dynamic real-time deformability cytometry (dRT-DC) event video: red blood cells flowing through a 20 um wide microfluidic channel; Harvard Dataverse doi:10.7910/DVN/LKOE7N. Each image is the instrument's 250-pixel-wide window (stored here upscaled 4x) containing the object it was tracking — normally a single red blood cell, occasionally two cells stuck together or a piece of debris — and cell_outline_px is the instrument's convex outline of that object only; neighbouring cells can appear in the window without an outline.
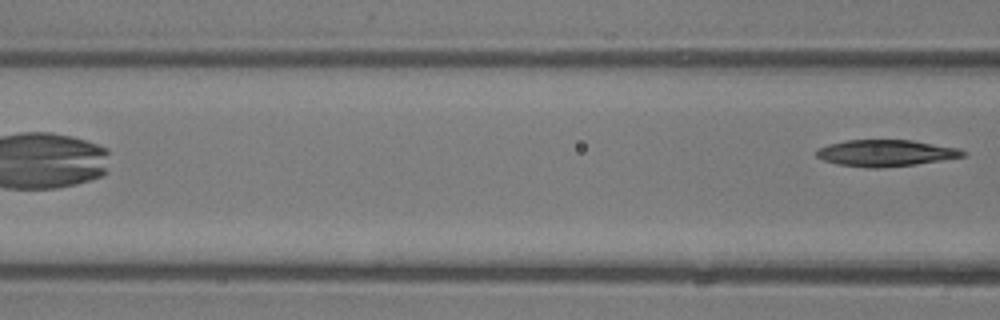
{"species": "common noctule bat (a hibernating species)", "species_latin": "Nyctalus noctula", "temperature_condition": "room temperature", "stored_images_in_passage": 5, "camera_frame_rate_fps": 3000, "um_per_image_px": 0.085, "animal": {"sex": "male", "body_mass_g": 13.3}, "frame": {"image": 1, "passage_image": 5, "time_ms": 5.333, "image_size_px": [1000, 320], "cell_outline_px": [[968, 152], [964, 156], [916, 164], [880, 168], [868, 168], [836, 164], [824, 160], [816, 156], [816, 148], [828, 144], [844, 140], [912, 140], [960, 148]], "centroid_in_image_um": [75.26, 13.0], "position_along_channel_um": 91.3, "area_um2": 22.77}}